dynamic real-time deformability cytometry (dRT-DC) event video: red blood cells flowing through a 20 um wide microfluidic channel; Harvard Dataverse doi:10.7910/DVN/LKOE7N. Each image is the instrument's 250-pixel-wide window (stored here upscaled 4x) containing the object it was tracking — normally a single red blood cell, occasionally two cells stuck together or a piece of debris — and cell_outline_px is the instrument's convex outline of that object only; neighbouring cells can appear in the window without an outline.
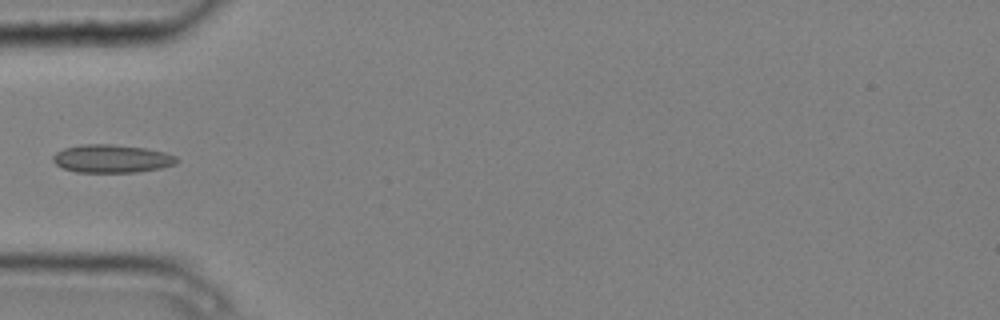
{"species": "common noctule bat (a hibernating species)", "species_latin": "Nyctalus noctula", "temperature_condition": "cold", "stored_images_in_passage": 4, "camera_frame_rate_fps": 3000, "um_per_image_px": 0.085, "animal": {"sex": "male", "body_mass_g": 20.4}, "frame": {"image": 1, "passage_image": 4, "time_ms": 1.0, "image_size_px": [1000, 320], "cell_outline_px": [[180, 160], [176, 164], [160, 168], [136, 172], [76, 172], [64, 168], [56, 164], [52, 160], [52, 156], [56, 152], [64, 148], [80, 144], [112, 144], [144, 148], [164, 152], [176, 156]], "centroid_in_image_um": [9.49, 13.48], "position_along_channel_um": 75.5, "area_um2": 20.29}}